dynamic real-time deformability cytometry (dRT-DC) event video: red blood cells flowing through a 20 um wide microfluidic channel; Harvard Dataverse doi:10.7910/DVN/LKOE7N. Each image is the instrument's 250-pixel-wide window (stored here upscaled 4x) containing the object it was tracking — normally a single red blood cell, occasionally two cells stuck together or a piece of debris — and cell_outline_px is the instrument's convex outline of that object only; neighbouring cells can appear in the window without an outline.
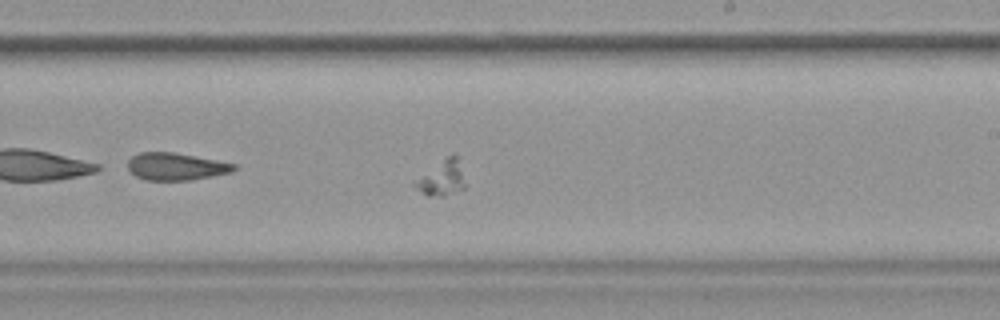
{"species": "common noctule bat (a hibernating species)", "species_latin": "Nyctalus noctula", "temperature_condition": "warm", "stored_images_in_passage": 36, "camera_frame_rate_fps": 3000, "um_per_image_px": 0.085, "animal": {"sex": "female", "body_mass_g": 19.9}, "frame": {"image": 1, "passage_image": 20, "time_ms": 6.333, "image_size_px": [1000, 320], "cell_outline_px": [[464, 188], [444, 196], [428, 196], [420, 192], [412, 184], [412, 180], [448, 156], [456, 152], [464, 184]], "centroid_in_image_um": [37.48, 15.15], "position_along_channel_um": 251.5, "area_um2": 10.17}}
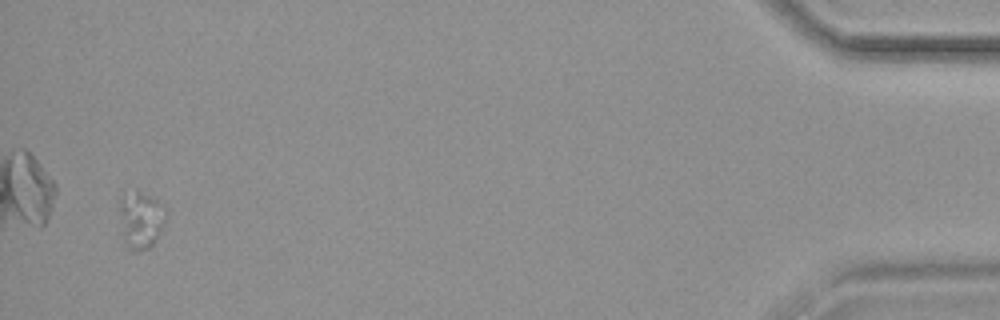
{"frame": {"image": 2, "passage_image": 35, "time_ms": 11.333, "image_size_px": [1000, 320], "cell_outline_px": [[168, 212], [164, 224], [160, 232], [152, 244], [148, 248], [136, 252], [132, 252], [124, 244], [120, 212], [120, 196], [136, 192], [140, 192], [152, 196], [164, 204]], "centroid_in_image_um": [12.0, 18.7], "position_along_channel_um": 423.2, "area_um2": 15.49}}